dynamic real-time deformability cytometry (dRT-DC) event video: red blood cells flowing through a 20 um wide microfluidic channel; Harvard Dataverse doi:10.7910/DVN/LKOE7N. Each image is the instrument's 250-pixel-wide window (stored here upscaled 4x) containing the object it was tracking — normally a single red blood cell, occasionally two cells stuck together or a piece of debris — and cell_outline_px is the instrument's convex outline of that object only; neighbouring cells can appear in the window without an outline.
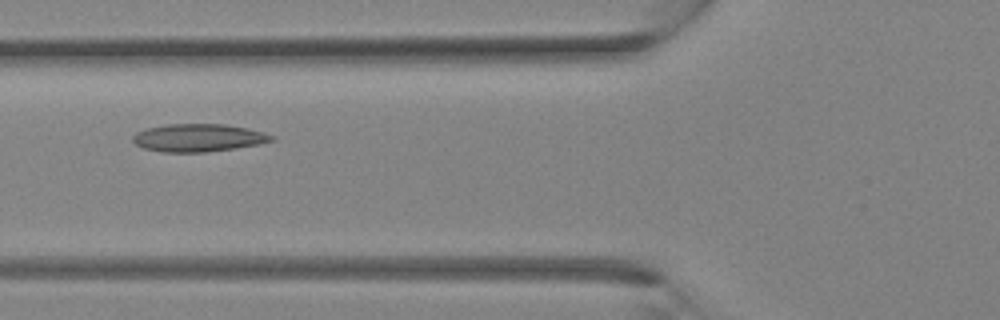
{"species": "Egyptian fruit bat (a non-hibernating species)", "species_latin": "Rousettus aegyptiacus", "temperature_condition": "room temperature", "stored_images_in_passage": 31, "camera_frame_rate_fps": 3000, "um_per_image_px": 0.085, "animal": {"sex": "female"}, "frame": {"image": 1, "passage_image": 10, "time_ms": 3.0, "image_size_px": [1000, 320], "cell_outline_px": [[276, 140], [260, 144], [236, 148], [208, 152], [160, 152], [144, 148], [136, 144], [132, 140], [132, 136], [136, 132], [148, 128], [164, 124], [224, 124], [248, 128], [264, 132], [276, 136]], "centroid_in_image_um": [16.9, 11.71], "position_along_channel_um": 108.9, "area_um2": 22.72}}
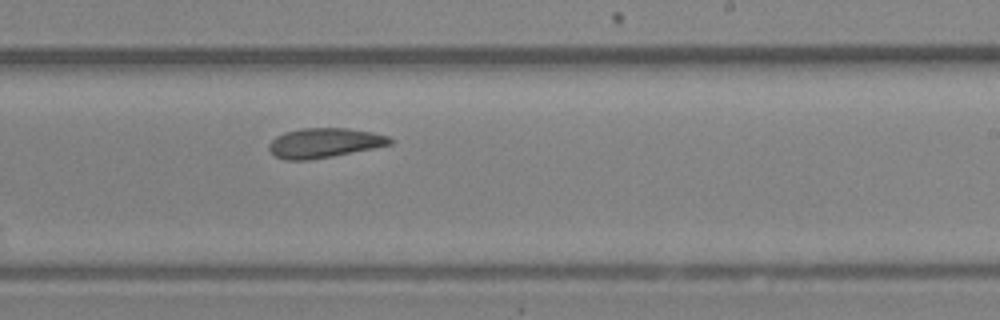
{"frame": {"image": 2, "passage_image": 18, "time_ms": 5.667, "image_size_px": [1000, 320], "cell_outline_px": [[392, 144], [332, 156], [308, 160], [284, 160], [276, 156], [268, 148], [268, 144], [276, 136], [284, 132], [300, 128], [348, 128], [372, 132], [388, 136], [392, 140]], "centroid_in_image_um": [27.53, 12.14], "position_along_channel_um": 261.5, "area_um2": 20.81}}
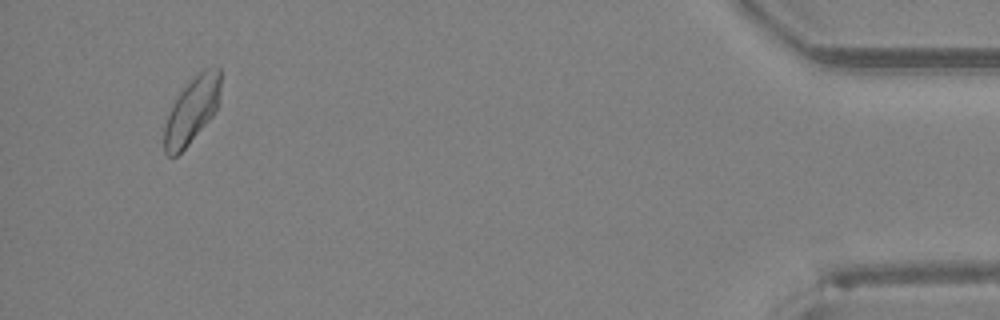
{"frame": {"image": 3, "passage_image": 30, "time_ms": 9.667, "image_size_px": [1000, 320], "cell_outline_px": [[220, 88], [216, 108], [212, 116], [188, 144], [176, 156], [168, 156], [164, 152], [164, 128], [168, 116], [180, 92], [204, 68], [220, 68]], "centroid_in_image_um": [16.3, 9.4], "position_along_channel_um": 418.9, "area_um2": 20.81}}